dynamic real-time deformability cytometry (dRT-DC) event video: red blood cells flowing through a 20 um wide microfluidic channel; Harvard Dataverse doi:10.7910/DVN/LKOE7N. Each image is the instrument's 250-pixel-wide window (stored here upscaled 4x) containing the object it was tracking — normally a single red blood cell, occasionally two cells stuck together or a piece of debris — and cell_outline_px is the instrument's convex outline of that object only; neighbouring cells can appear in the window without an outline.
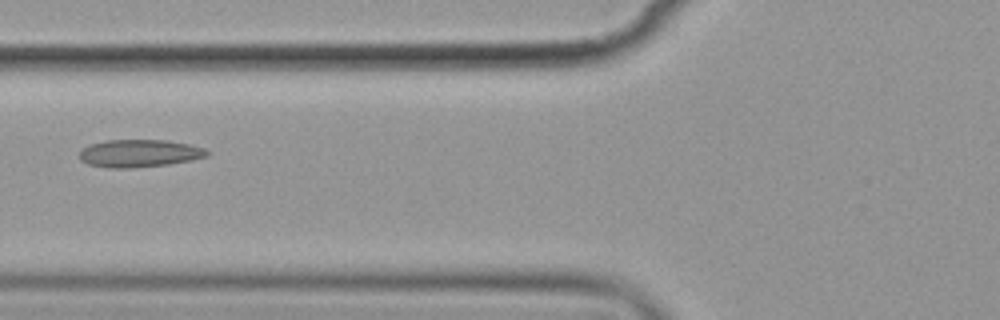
{"species": "common noctule bat (a hibernating species)", "species_latin": "Nyctalus noctula", "temperature_condition": "cold", "stored_images_in_passage": 7, "camera_frame_rate_fps": 3000, "um_per_image_px": 0.085, "animal": {"sex": "female", "body_mass_g": 19.9}, "frame": {"image": 1, "passage_image": 7, "time_ms": 6.667, "image_size_px": [1000, 320], "cell_outline_px": [[212, 152], [208, 156], [192, 160], [168, 164], [132, 168], [108, 168], [88, 164], [80, 160], [80, 148], [88, 144], [108, 140], [168, 140], [188, 144], [204, 148]], "centroid_in_image_um": [11.84, 13.03], "position_along_channel_um": 114.0, "area_um2": 20.75}}